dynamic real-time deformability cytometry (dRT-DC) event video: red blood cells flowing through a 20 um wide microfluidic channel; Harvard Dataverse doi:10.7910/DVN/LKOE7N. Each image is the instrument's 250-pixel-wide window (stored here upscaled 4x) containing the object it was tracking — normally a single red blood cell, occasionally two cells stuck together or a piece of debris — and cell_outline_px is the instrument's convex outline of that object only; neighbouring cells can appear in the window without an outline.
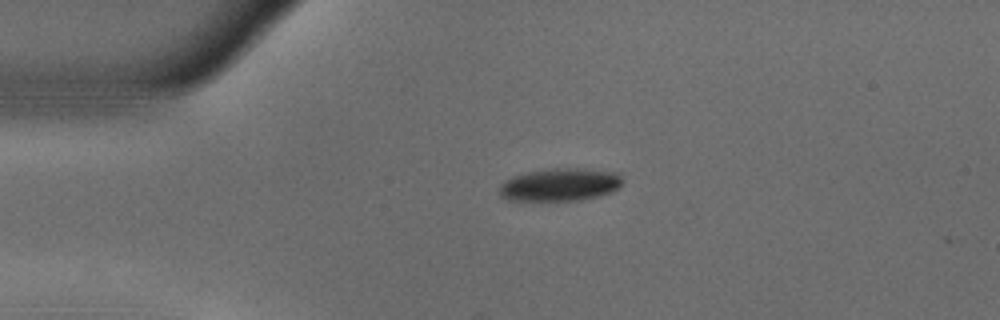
{"species": "common noctule bat (a hibernating species)", "species_latin": "Nyctalus noctula", "temperature_condition": "warm", "stored_images_in_passage": 43, "camera_frame_rate_fps": 3000, "um_per_image_px": 0.085, "animal": {"sex": "male", "body_mass_g": 18.8}, "frame": {"image": 1, "passage_image": 1, "time_ms": 0.0, "image_size_px": [1000, 320], "cell_outline_px": [[624, 180], [620, 188], [612, 192], [580, 200], [508, 200], [500, 196], [500, 184], [512, 176], [528, 172], [556, 168], [592, 168], [620, 172]], "centroid_in_image_um": [47.69, 15.67], "position_along_channel_um": 37.3, "area_um2": 23.81}}
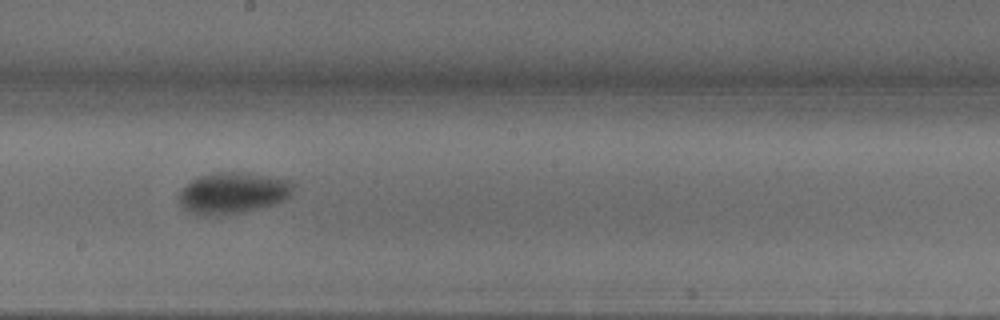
{"frame": {"image": 2, "passage_image": 19, "time_ms": 6.0, "image_size_px": [1000, 320], "cell_outline_px": [[292, 188], [288, 196], [284, 200], [272, 204], [240, 212], [220, 216], [204, 216], [188, 212], [180, 204], [180, 188], [196, 176], [220, 172], [240, 172], [288, 180], [292, 184]], "centroid_in_image_um": [19.69, 16.41], "position_along_channel_um": 228.5, "area_um2": 27.17}}
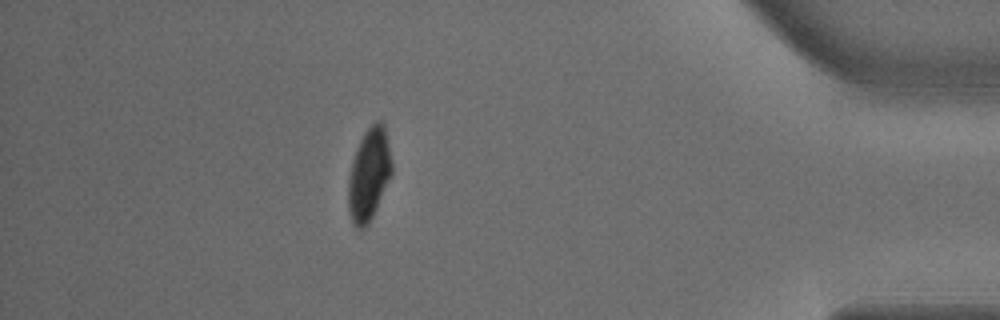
{"frame": {"image": 3, "passage_image": 37, "time_ms": 12.0, "image_size_px": [1000, 320], "cell_outline_px": [[392, 172], [376, 208], [368, 224], [364, 228], [356, 228], [352, 224], [348, 208], [348, 180], [356, 148], [364, 132], [376, 120], [380, 120], [384, 124], [392, 160]], "centroid_in_image_um": [31.36, 14.82], "position_along_channel_um": 403.8, "area_um2": 23.24}, "authors_computed_cell_mechanics": {"area_um2": 25.6054, "velocity_mm_per_s": 3.6792, "shape_relaxation_time_tau1_ms": 2.9136, "shape_relaxation_time_tau2_ms": null, "deformation_change_tau1": 0.1391, "deformation_change_tau2": null}}